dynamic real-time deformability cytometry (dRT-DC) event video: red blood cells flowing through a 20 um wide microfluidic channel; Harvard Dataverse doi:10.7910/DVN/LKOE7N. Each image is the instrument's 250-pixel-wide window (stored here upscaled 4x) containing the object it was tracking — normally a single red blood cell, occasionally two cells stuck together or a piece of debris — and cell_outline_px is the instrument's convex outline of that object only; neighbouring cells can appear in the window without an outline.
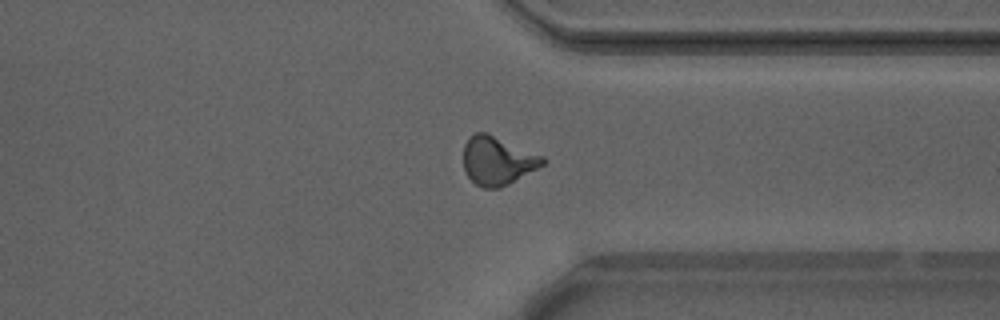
{"species": "Egyptian fruit bat (a non-hibernating species)", "species_latin": "Rousettus aegyptiacus", "temperature_condition": "warm", "stored_images_in_passage": 41, "camera_frame_rate_fps": 3000, "um_per_image_px": 0.085, "animal": {"sex": "male"}, "frame": {"image": 1, "passage_image": 35, "time_ms": 11.333, "image_size_px": [1000, 320], "cell_outline_px": [[548, 160], [544, 164], [508, 184], [500, 188], [484, 188], [476, 184], [468, 176], [464, 168], [464, 144], [476, 132], [488, 132], [544, 156]], "centroid_in_image_um": [42.31, 13.64], "position_along_channel_um": 369.1, "area_um2": 22.31}, "authors_computed_cell_mechanics": {"area_um2": 21.6172, "velocity_mm_per_s": 3.8864, "shape_relaxation_time_tau1_ms": 5.6391, "shape_relaxation_time_tau2_ms": 1.1493, "deformation_change_tau1": 0.1915, "deformation_change_tau2": 0.0831}}